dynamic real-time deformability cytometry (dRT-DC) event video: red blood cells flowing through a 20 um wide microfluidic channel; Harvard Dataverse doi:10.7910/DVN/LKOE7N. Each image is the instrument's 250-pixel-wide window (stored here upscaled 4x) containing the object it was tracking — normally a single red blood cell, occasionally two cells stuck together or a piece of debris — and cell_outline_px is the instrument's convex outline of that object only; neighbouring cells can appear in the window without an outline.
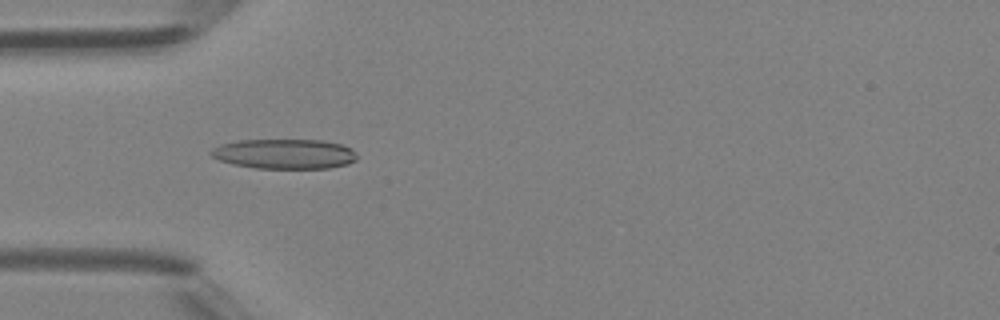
{"species": "Egyptian fruit bat (a non-hibernating species)", "species_latin": "Rousettus aegyptiacus", "temperature_condition": "room temperature", "stored_images_in_passage": 47, "camera_frame_rate_fps": 3000, "um_per_image_px": 0.085, "animal": {"sex": "female"}, "frame": {"image": 1, "passage_image": 15, "time_ms": 4.667, "image_size_px": [1000, 320], "cell_outline_px": [[356, 160], [348, 164], [328, 168], [256, 168], [236, 164], [220, 160], [212, 156], [208, 152], [212, 148], [220, 144], [240, 140], [324, 140], [340, 144], [352, 148], [356, 152]], "centroid_in_image_um": [24.2, 13.07], "position_along_channel_um": 60.8, "area_um2": 25.37}}
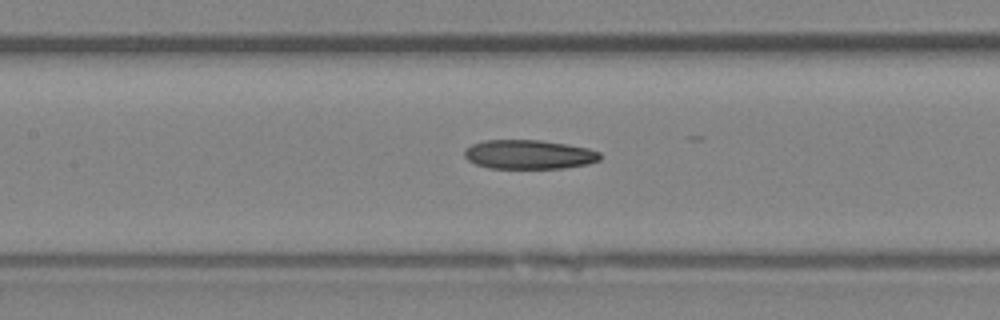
{"frame": {"image": 2, "passage_image": 22, "time_ms": 7.0, "image_size_px": [1000, 320], "cell_outline_px": [[600, 160], [588, 164], [564, 168], [488, 168], [476, 164], [468, 160], [464, 156], [464, 152], [472, 144], [484, 140], [540, 140], [568, 144], [588, 148], [600, 152]], "centroid_in_image_um": [44.98, 13.13], "position_along_channel_um": 162.4, "area_um2": 23.06}}
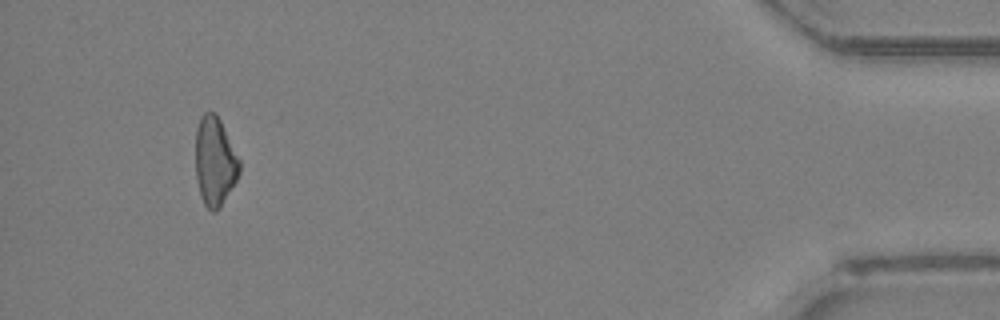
{"frame": {"image": 3, "passage_image": 44, "time_ms": 14.333, "image_size_px": [1000, 320], "cell_outline_px": [[240, 172], [236, 180], [220, 208], [216, 212], [212, 212], [204, 204], [200, 196], [196, 180], [196, 128], [200, 116], [204, 112], [216, 112], [240, 160]], "centroid_in_image_um": [18.25, 13.72], "position_along_channel_um": 416.9, "area_um2": 22.83}}